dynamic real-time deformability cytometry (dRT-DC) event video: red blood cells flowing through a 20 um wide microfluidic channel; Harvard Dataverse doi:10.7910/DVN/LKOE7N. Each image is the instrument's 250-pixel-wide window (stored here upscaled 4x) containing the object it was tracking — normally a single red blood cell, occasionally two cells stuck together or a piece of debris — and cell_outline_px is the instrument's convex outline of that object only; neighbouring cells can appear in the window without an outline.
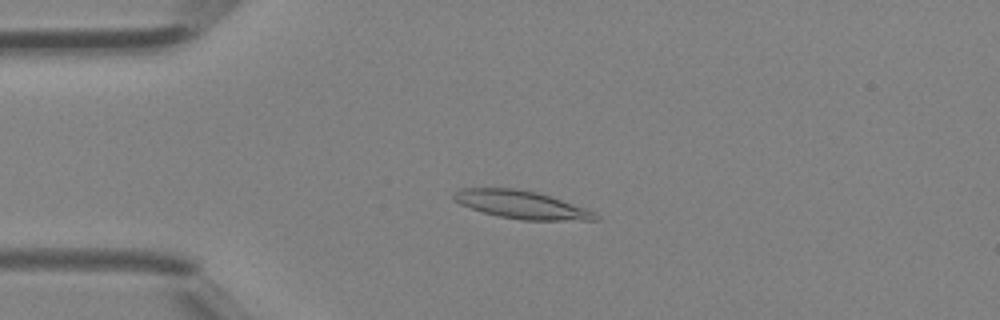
{"species": "Egyptian fruit bat (a non-hibernating species)", "species_latin": "Rousettus aegyptiacus", "temperature_condition": "room temperature", "stored_images_in_passage": 40, "camera_frame_rate_fps": 3000, "um_per_image_px": 0.085, "animal": {"sex": "female"}, "frame": {"image": 1, "passage_image": 9, "time_ms": 2.667, "image_size_px": [1000, 320], "cell_outline_px": [[600, 220], [524, 220], [500, 216], [484, 212], [460, 204], [452, 200], [452, 196], [460, 188], [516, 188], [536, 192], [588, 208], [596, 212], [600, 216]], "centroid_in_image_um": [44.37, 17.4], "position_along_channel_um": 40.6, "area_um2": 23.0}}
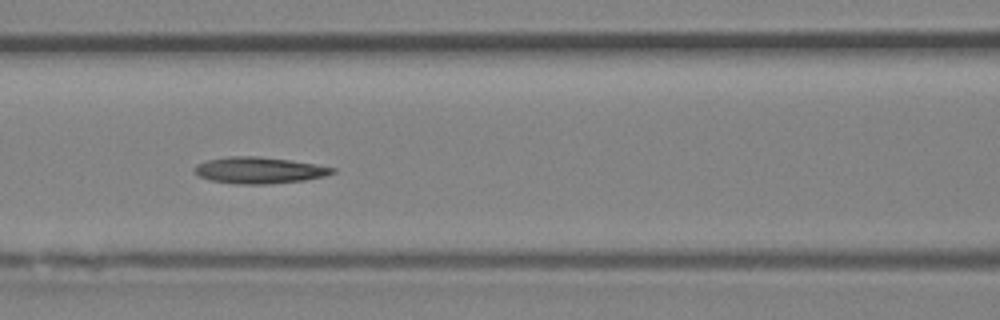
{"frame": {"image": 2, "passage_image": 17, "time_ms": 5.333, "image_size_px": [1000, 320], "cell_outline_px": [[336, 172], [324, 176], [304, 180], [268, 184], [236, 184], [212, 180], [200, 176], [196, 172], [196, 168], [200, 164], [208, 160], [228, 156], [260, 156], [292, 160], [316, 164], [336, 168]], "centroid_in_image_um": [22.11, 14.46], "position_along_channel_um": 144.5, "area_um2": 21.04}}
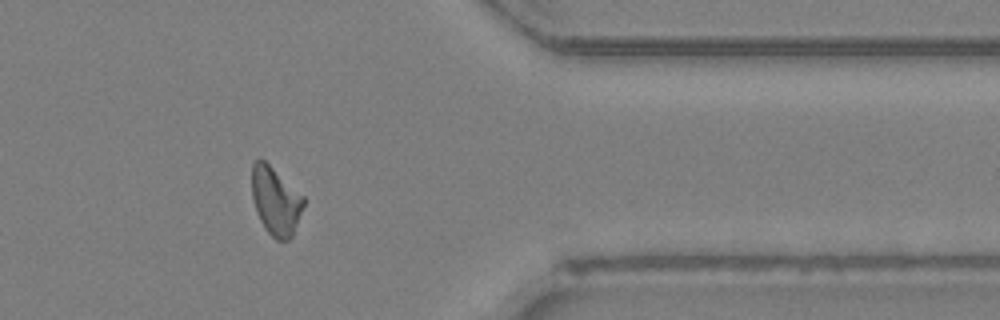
{"frame": {"image": 3, "passage_image": 33, "time_ms": 10.667, "image_size_px": [1000, 320], "cell_outline_px": [[304, 204], [292, 236], [288, 240], [276, 240], [264, 228], [256, 212], [252, 196], [252, 164], [256, 160], [264, 160], [304, 196]], "centroid_in_image_um": [23.42, 17.09], "position_along_channel_um": 388.0, "area_um2": 20.29}}